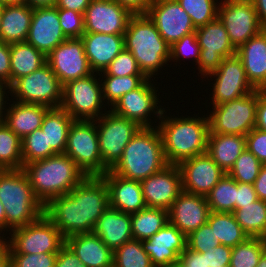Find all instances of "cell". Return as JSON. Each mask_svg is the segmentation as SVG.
<instances>
[{
	"label": "cell",
	"mask_w": 266,
	"mask_h": 267,
	"mask_svg": "<svg viewBox=\"0 0 266 267\" xmlns=\"http://www.w3.org/2000/svg\"><path fill=\"white\" fill-rule=\"evenodd\" d=\"M109 207V192L101 176H86L68 194L51 199L44 206V215L64 238L91 233Z\"/></svg>",
	"instance_id": "1"
},
{
	"label": "cell",
	"mask_w": 266,
	"mask_h": 267,
	"mask_svg": "<svg viewBox=\"0 0 266 267\" xmlns=\"http://www.w3.org/2000/svg\"><path fill=\"white\" fill-rule=\"evenodd\" d=\"M22 169L44 206L55 197L68 194L86 177L65 153L24 164Z\"/></svg>",
	"instance_id": "2"
},
{
	"label": "cell",
	"mask_w": 266,
	"mask_h": 267,
	"mask_svg": "<svg viewBox=\"0 0 266 267\" xmlns=\"http://www.w3.org/2000/svg\"><path fill=\"white\" fill-rule=\"evenodd\" d=\"M167 165L158 129L141 127L129 141L121 159L111 171L122 178L141 181Z\"/></svg>",
	"instance_id": "3"
},
{
	"label": "cell",
	"mask_w": 266,
	"mask_h": 267,
	"mask_svg": "<svg viewBox=\"0 0 266 267\" xmlns=\"http://www.w3.org/2000/svg\"><path fill=\"white\" fill-rule=\"evenodd\" d=\"M157 126L168 164L206 153L209 134L207 118H166Z\"/></svg>",
	"instance_id": "4"
},
{
	"label": "cell",
	"mask_w": 266,
	"mask_h": 267,
	"mask_svg": "<svg viewBox=\"0 0 266 267\" xmlns=\"http://www.w3.org/2000/svg\"><path fill=\"white\" fill-rule=\"evenodd\" d=\"M125 49L134 56L141 72L150 79L170 60V46L147 14H133L124 33Z\"/></svg>",
	"instance_id": "5"
},
{
	"label": "cell",
	"mask_w": 266,
	"mask_h": 267,
	"mask_svg": "<svg viewBox=\"0 0 266 267\" xmlns=\"http://www.w3.org/2000/svg\"><path fill=\"white\" fill-rule=\"evenodd\" d=\"M0 202L4 206L6 228L12 231L35 222L44 214L23 169L0 170Z\"/></svg>",
	"instance_id": "6"
},
{
	"label": "cell",
	"mask_w": 266,
	"mask_h": 267,
	"mask_svg": "<svg viewBox=\"0 0 266 267\" xmlns=\"http://www.w3.org/2000/svg\"><path fill=\"white\" fill-rule=\"evenodd\" d=\"M95 121L74 120L71 124L65 154L85 176H102L108 169L102 164Z\"/></svg>",
	"instance_id": "7"
},
{
	"label": "cell",
	"mask_w": 266,
	"mask_h": 267,
	"mask_svg": "<svg viewBox=\"0 0 266 267\" xmlns=\"http://www.w3.org/2000/svg\"><path fill=\"white\" fill-rule=\"evenodd\" d=\"M258 90L214 106L208 117L209 133L246 136L256 125Z\"/></svg>",
	"instance_id": "8"
},
{
	"label": "cell",
	"mask_w": 266,
	"mask_h": 267,
	"mask_svg": "<svg viewBox=\"0 0 266 267\" xmlns=\"http://www.w3.org/2000/svg\"><path fill=\"white\" fill-rule=\"evenodd\" d=\"M17 102L39 104L60 108L63 100V85L46 63L31 74L15 80L11 85Z\"/></svg>",
	"instance_id": "9"
},
{
	"label": "cell",
	"mask_w": 266,
	"mask_h": 267,
	"mask_svg": "<svg viewBox=\"0 0 266 267\" xmlns=\"http://www.w3.org/2000/svg\"><path fill=\"white\" fill-rule=\"evenodd\" d=\"M98 121V143L102 164L111 170L121 159L123 151L132 137L141 128L135 121L115 114L112 110ZM99 127V128H98Z\"/></svg>",
	"instance_id": "10"
},
{
	"label": "cell",
	"mask_w": 266,
	"mask_h": 267,
	"mask_svg": "<svg viewBox=\"0 0 266 267\" xmlns=\"http://www.w3.org/2000/svg\"><path fill=\"white\" fill-rule=\"evenodd\" d=\"M12 233L10 241H7L9 253H58L65 245L64 236L44 214Z\"/></svg>",
	"instance_id": "11"
},
{
	"label": "cell",
	"mask_w": 266,
	"mask_h": 267,
	"mask_svg": "<svg viewBox=\"0 0 266 267\" xmlns=\"http://www.w3.org/2000/svg\"><path fill=\"white\" fill-rule=\"evenodd\" d=\"M94 76L93 72L89 76L69 81L63 85L61 108L74 120L94 121L101 117L102 85Z\"/></svg>",
	"instance_id": "12"
},
{
	"label": "cell",
	"mask_w": 266,
	"mask_h": 267,
	"mask_svg": "<svg viewBox=\"0 0 266 267\" xmlns=\"http://www.w3.org/2000/svg\"><path fill=\"white\" fill-rule=\"evenodd\" d=\"M221 4L220 7L219 3L218 18L236 49L264 29L251 0H224Z\"/></svg>",
	"instance_id": "13"
},
{
	"label": "cell",
	"mask_w": 266,
	"mask_h": 267,
	"mask_svg": "<svg viewBox=\"0 0 266 267\" xmlns=\"http://www.w3.org/2000/svg\"><path fill=\"white\" fill-rule=\"evenodd\" d=\"M195 33L201 49L197 64L203 76L215 72L224 58L236 55L237 49L219 18L196 28Z\"/></svg>",
	"instance_id": "14"
},
{
	"label": "cell",
	"mask_w": 266,
	"mask_h": 267,
	"mask_svg": "<svg viewBox=\"0 0 266 267\" xmlns=\"http://www.w3.org/2000/svg\"><path fill=\"white\" fill-rule=\"evenodd\" d=\"M46 60L62 85L93 73L81 38H67L46 56Z\"/></svg>",
	"instance_id": "15"
},
{
	"label": "cell",
	"mask_w": 266,
	"mask_h": 267,
	"mask_svg": "<svg viewBox=\"0 0 266 267\" xmlns=\"http://www.w3.org/2000/svg\"><path fill=\"white\" fill-rule=\"evenodd\" d=\"M146 14L170 47L185 35L196 31L190 16L177 0H153Z\"/></svg>",
	"instance_id": "16"
},
{
	"label": "cell",
	"mask_w": 266,
	"mask_h": 267,
	"mask_svg": "<svg viewBox=\"0 0 266 267\" xmlns=\"http://www.w3.org/2000/svg\"><path fill=\"white\" fill-rule=\"evenodd\" d=\"M210 75L217 76L213 84L214 106L239 99L256 90L248 81L243 63L237 55L224 58L218 69Z\"/></svg>",
	"instance_id": "17"
},
{
	"label": "cell",
	"mask_w": 266,
	"mask_h": 267,
	"mask_svg": "<svg viewBox=\"0 0 266 267\" xmlns=\"http://www.w3.org/2000/svg\"><path fill=\"white\" fill-rule=\"evenodd\" d=\"M132 15L114 0H91L83 14L85 33L124 35Z\"/></svg>",
	"instance_id": "18"
},
{
	"label": "cell",
	"mask_w": 266,
	"mask_h": 267,
	"mask_svg": "<svg viewBox=\"0 0 266 267\" xmlns=\"http://www.w3.org/2000/svg\"><path fill=\"white\" fill-rule=\"evenodd\" d=\"M140 183L147 207L169 210L183 191L181 172L175 164H168Z\"/></svg>",
	"instance_id": "19"
},
{
	"label": "cell",
	"mask_w": 266,
	"mask_h": 267,
	"mask_svg": "<svg viewBox=\"0 0 266 267\" xmlns=\"http://www.w3.org/2000/svg\"><path fill=\"white\" fill-rule=\"evenodd\" d=\"M178 167L183 191L203 196L226 174L207 153L183 160Z\"/></svg>",
	"instance_id": "20"
},
{
	"label": "cell",
	"mask_w": 266,
	"mask_h": 267,
	"mask_svg": "<svg viewBox=\"0 0 266 267\" xmlns=\"http://www.w3.org/2000/svg\"><path fill=\"white\" fill-rule=\"evenodd\" d=\"M149 78L137 89L124 94L112 107L111 110L122 117L135 121L140 127H153L148 120L152 111L163 119V109L157 107L158 96ZM157 107V108H156ZM155 109V110H154Z\"/></svg>",
	"instance_id": "21"
},
{
	"label": "cell",
	"mask_w": 266,
	"mask_h": 267,
	"mask_svg": "<svg viewBox=\"0 0 266 267\" xmlns=\"http://www.w3.org/2000/svg\"><path fill=\"white\" fill-rule=\"evenodd\" d=\"M66 39L67 37L61 29L56 6L36 7L33 9L26 42L47 56Z\"/></svg>",
	"instance_id": "22"
},
{
	"label": "cell",
	"mask_w": 266,
	"mask_h": 267,
	"mask_svg": "<svg viewBox=\"0 0 266 267\" xmlns=\"http://www.w3.org/2000/svg\"><path fill=\"white\" fill-rule=\"evenodd\" d=\"M169 211V222L186 237L207 223L210 207L206 196L182 191L172 203Z\"/></svg>",
	"instance_id": "23"
},
{
	"label": "cell",
	"mask_w": 266,
	"mask_h": 267,
	"mask_svg": "<svg viewBox=\"0 0 266 267\" xmlns=\"http://www.w3.org/2000/svg\"><path fill=\"white\" fill-rule=\"evenodd\" d=\"M141 242L154 267L178 262L179 254L186 248V236L170 222Z\"/></svg>",
	"instance_id": "24"
},
{
	"label": "cell",
	"mask_w": 266,
	"mask_h": 267,
	"mask_svg": "<svg viewBox=\"0 0 266 267\" xmlns=\"http://www.w3.org/2000/svg\"><path fill=\"white\" fill-rule=\"evenodd\" d=\"M101 177L108 186L109 207L127 214L136 213L147 207L140 181L122 178L111 170Z\"/></svg>",
	"instance_id": "25"
},
{
	"label": "cell",
	"mask_w": 266,
	"mask_h": 267,
	"mask_svg": "<svg viewBox=\"0 0 266 267\" xmlns=\"http://www.w3.org/2000/svg\"><path fill=\"white\" fill-rule=\"evenodd\" d=\"M85 54L93 72H102L125 48L124 35L84 33ZM100 71V72H99Z\"/></svg>",
	"instance_id": "26"
},
{
	"label": "cell",
	"mask_w": 266,
	"mask_h": 267,
	"mask_svg": "<svg viewBox=\"0 0 266 267\" xmlns=\"http://www.w3.org/2000/svg\"><path fill=\"white\" fill-rule=\"evenodd\" d=\"M236 55L243 63L250 84L256 90H266V29L241 45Z\"/></svg>",
	"instance_id": "27"
},
{
	"label": "cell",
	"mask_w": 266,
	"mask_h": 267,
	"mask_svg": "<svg viewBox=\"0 0 266 267\" xmlns=\"http://www.w3.org/2000/svg\"><path fill=\"white\" fill-rule=\"evenodd\" d=\"M65 244L86 267H113V251L93 232L70 236Z\"/></svg>",
	"instance_id": "28"
},
{
	"label": "cell",
	"mask_w": 266,
	"mask_h": 267,
	"mask_svg": "<svg viewBox=\"0 0 266 267\" xmlns=\"http://www.w3.org/2000/svg\"><path fill=\"white\" fill-rule=\"evenodd\" d=\"M93 233L114 251L133 239L131 216L108 207L97 220Z\"/></svg>",
	"instance_id": "29"
},
{
	"label": "cell",
	"mask_w": 266,
	"mask_h": 267,
	"mask_svg": "<svg viewBox=\"0 0 266 267\" xmlns=\"http://www.w3.org/2000/svg\"><path fill=\"white\" fill-rule=\"evenodd\" d=\"M244 150H246L244 135L208 134L206 153L225 173L230 171Z\"/></svg>",
	"instance_id": "30"
},
{
	"label": "cell",
	"mask_w": 266,
	"mask_h": 267,
	"mask_svg": "<svg viewBox=\"0 0 266 267\" xmlns=\"http://www.w3.org/2000/svg\"><path fill=\"white\" fill-rule=\"evenodd\" d=\"M33 9L27 4L4 5L0 40L7 44L26 41L32 21Z\"/></svg>",
	"instance_id": "31"
},
{
	"label": "cell",
	"mask_w": 266,
	"mask_h": 267,
	"mask_svg": "<svg viewBox=\"0 0 266 267\" xmlns=\"http://www.w3.org/2000/svg\"><path fill=\"white\" fill-rule=\"evenodd\" d=\"M4 114V123L21 139L40 129L46 112L44 105L16 102Z\"/></svg>",
	"instance_id": "32"
},
{
	"label": "cell",
	"mask_w": 266,
	"mask_h": 267,
	"mask_svg": "<svg viewBox=\"0 0 266 267\" xmlns=\"http://www.w3.org/2000/svg\"><path fill=\"white\" fill-rule=\"evenodd\" d=\"M73 121L70 114L61 107L50 108L46 112L40 128L47 139V158L65 152L68 133Z\"/></svg>",
	"instance_id": "33"
},
{
	"label": "cell",
	"mask_w": 266,
	"mask_h": 267,
	"mask_svg": "<svg viewBox=\"0 0 266 267\" xmlns=\"http://www.w3.org/2000/svg\"><path fill=\"white\" fill-rule=\"evenodd\" d=\"M46 63V55L28 42L10 44L11 84Z\"/></svg>",
	"instance_id": "34"
},
{
	"label": "cell",
	"mask_w": 266,
	"mask_h": 267,
	"mask_svg": "<svg viewBox=\"0 0 266 267\" xmlns=\"http://www.w3.org/2000/svg\"><path fill=\"white\" fill-rule=\"evenodd\" d=\"M133 239L147 240L169 222V211L163 208L146 207L130 214Z\"/></svg>",
	"instance_id": "35"
},
{
	"label": "cell",
	"mask_w": 266,
	"mask_h": 267,
	"mask_svg": "<svg viewBox=\"0 0 266 267\" xmlns=\"http://www.w3.org/2000/svg\"><path fill=\"white\" fill-rule=\"evenodd\" d=\"M207 223L212 228L216 240L224 246L233 248L248 238L231 212L211 211Z\"/></svg>",
	"instance_id": "36"
},
{
	"label": "cell",
	"mask_w": 266,
	"mask_h": 267,
	"mask_svg": "<svg viewBox=\"0 0 266 267\" xmlns=\"http://www.w3.org/2000/svg\"><path fill=\"white\" fill-rule=\"evenodd\" d=\"M232 213L248 237L266 238V201L258 199Z\"/></svg>",
	"instance_id": "37"
},
{
	"label": "cell",
	"mask_w": 266,
	"mask_h": 267,
	"mask_svg": "<svg viewBox=\"0 0 266 267\" xmlns=\"http://www.w3.org/2000/svg\"><path fill=\"white\" fill-rule=\"evenodd\" d=\"M238 182L228 173L207 194L206 200L212 212H233L236 209Z\"/></svg>",
	"instance_id": "38"
},
{
	"label": "cell",
	"mask_w": 266,
	"mask_h": 267,
	"mask_svg": "<svg viewBox=\"0 0 266 267\" xmlns=\"http://www.w3.org/2000/svg\"><path fill=\"white\" fill-rule=\"evenodd\" d=\"M22 139L0 122V170L22 169Z\"/></svg>",
	"instance_id": "39"
},
{
	"label": "cell",
	"mask_w": 266,
	"mask_h": 267,
	"mask_svg": "<svg viewBox=\"0 0 266 267\" xmlns=\"http://www.w3.org/2000/svg\"><path fill=\"white\" fill-rule=\"evenodd\" d=\"M266 250V238L248 237L232 248L229 267H256Z\"/></svg>",
	"instance_id": "40"
},
{
	"label": "cell",
	"mask_w": 266,
	"mask_h": 267,
	"mask_svg": "<svg viewBox=\"0 0 266 267\" xmlns=\"http://www.w3.org/2000/svg\"><path fill=\"white\" fill-rule=\"evenodd\" d=\"M113 267H154L142 242L132 239L113 251Z\"/></svg>",
	"instance_id": "41"
},
{
	"label": "cell",
	"mask_w": 266,
	"mask_h": 267,
	"mask_svg": "<svg viewBox=\"0 0 266 267\" xmlns=\"http://www.w3.org/2000/svg\"><path fill=\"white\" fill-rule=\"evenodd\" d=\"M106 77L102 85L103 99L113 106L124 94L140 87L148 78L145 75L111 76Z\"/></svg>",
	"instance_id": "42"
},
{
	"label": "cell",
	"mask_w": 266,
	"mask_h": 267,
	"mask_svg": "<svg viewBox=\"0 0 266 267\" xmlns=\"http://www.w3.org/2000/svg\"><path fill=\"white\" fill-rule=\"evenodd\" d=\"M190 16L195 28L206 25L218 18L219 6L215 0H177Z\"/></svg>",
	"instance_id": "43"
},
{
	"label": "cell",
	"mask_w": 266,
	"mask_h": 267,
	"mask_svg": "<svg viewBox=\"0 0 266 267\" xmlns=\"http://www.w3.org/2000/svg\"><path fill=\"white\" fill-rule=\"evenodd\" d=\"M262 165L263 164L246 149L237 158L228 174L236 182L254 184Z\"/></svg>",
	"instance_id": "44"
},
{
	"label": "cell",
	"mask_w": 266,
	"mask_h": 267,
	"mask_svg": "<svg viewBox=\"0 0 266 267\" xmlns=\"http://www.w3.org/2000/svg\"><path fill=\"white\" fill-rule=\"evenodd\" d=\"M47 158V139L40 129L22 138L23 165Z\"/></svg>",
	"instance_id": "45"
},
{
	"label": "cell",
	"mask_w": 266,
	"mask_h": 267,
	"mask_svg": "<svg viewBox=\"0 0 266 267\" xmlns=\"http://www.w3.org/2000/svg\"><path fill=\"white\" fill-rule=\"evenodd\" d=\"M104 75L129 76L144 75L132 53L125 48L112 60V62L102 71Z\"/></svg>",
	"instance_id": "46"
},
{
	"label": "cell",
	"mask_w": 266,
	"mask_h": 267,
	"mask_svg": "<svg viewBox=\"0 0 266 267\" xmlns=\"http://www.w3.org/2000/svg\"><path fill=\"white\" fill-rule=\"evenodd\" d=\"M219 244L208 223L194 230L186 237V246L199 253L209 251V249H213Z\"/></svg>",
	"instance_id": "47"
},
{
	"label": "cell",
	"mask_w": 266,
	"mask_h": 267,
	"mask_svg": "<svg viewBox=\"0 0 266 267\" xmlns=\"http://www.w3.org/2000/svg\"><path fill=\"white\" fill-rule=\"evenodd\" d=\"M57 253H9V267H54Z\"/></svg>",
	"instance_id": "48"
},
{
	"label": "cell",
	"mask_w": 266,
	"mask_h": 267,
	"mask_svg": "<svg viewBox=\"0 0 266 267\" xmlns=\"http://www.w3.org/2000/svg\"><path fill=\"white\" fill-rule=\"evenodd\" d=\"M61 29L67 38H81L85 33L83 14L67 9H58Z\"/></svg>",
	"instance_id": "49"
},
{
	"label": "cell",
	"mask_w": 266,
	"mask_h": 267,
	"mask_svg": "<svg viewBox=\"0 0 266 267\" xmlns=\"http://www.w3.org/2000/svg\"><path fill=\"white\" fill-rule=\"evenodd\" d=\"M192 54H191V52ZM200 46L197 40L196 33H190L188 35H185L183 38H181L179 41L175 42L171 48H170V59L174 58V60H177L180 58V56H191L194 57L193 59H196V63H198L200 58Z\"/></svg>",
	"instance_id": "50"
},
{
	"label": "cell",
	"mask_w": 266,
	"mask_h": 267,
	"mask_svg": "<svg viewBox=\"0 0 266 267\" xmlns=\"http://www.w3.org/2000/svg\"><path fill=\"white\" fill-rule=\"evenodd\" d=\"M246 149L262 164H266V132L253 128L246 135Z\"/></svg>",
	"instance_id": "51"
},
{
	"label": "cell",
	"mask_w": 266,
	"mask_h": 267,
	"mask_svg": "<svg viewBox=\"0 0 266 267\" xmlns=\"http://www.w3.org/2000/svg\"><path fill=\"white\" fill-rule=\"evenodd\" d=\"M231 252V247L222 244L203 252V254H206L207 267H229Z\"/></svg>",
	"instance_id": "52"
},
{
	"label": "cell",
	"mask_w": 266,
	"mask_h": 267,
	"mask_svg": "<svg viewBox=\"0 0 266 267\" xmlns=\"http://www.w3.org/2000/svg\"><path fill=\"white\" fill-rule=\"evenodd\" d=\"M178 263L181 267H207L206 254L186 248L179 254Z\"/></svg>",
	"instance_id": "53"
},
{
	"label": "cell",
	"mask_w": 266,
	"mask_h": 267,
	"mask_svg": "<svg viewBox=\"0 0 266 267\" xmlns=\"http://www.w3.org/2000/svg\"><path fill=\"white\" fill-rule=\"evenodd\" d=\"M54 267H86L77 255L65 244L57 253Z\"/></svg>",
	"instance_id": "54"
},
{
	"label": "cell",
	"mask_w": 266,
	"mask_h": 267,
	"mask_svg": "<svg viewBox=\"0 0 266 267\" xmlns=\"http://www.w3.org/2000/svg\"><path fill=\"white\" fill-rule=\"evenodd\" d=\"M0 80L11 85L10 44L0 40Z\"/></svg>",
	"instance_id": "55"
},
{
	"label": "cell",
	"mask_w": 266,
	"mask_h": 267,
	"mask_svg": "<svg viewBox=\"0 0 266 267\" xmlns=\"http://www.w3.org/2000/svg\"><path fill=\"white\" fill-rule=\"evenodd\" d=\"M258 200L253 184L238 182V192L236 196V209L242 205H248Z\"/></svg>",
	"instance_id": "56"
},
{
	"label": "cell",
	"mask_w": 266,
	"mask_h": 267,
	"mask_svg": "<svg viewBox=\"0 0 266 267\" xmlns=\"http://www.w3.org/2000/svg\"><path fill=\"white\" fill-rule=\"evenodd\" d=\"M255 128L266 132V90H258Z\"/></svg>",
	"instance_id": "57"
},
{
	"label": "cell",
	"mask_w": 266,
	"mask_h": 267,
	"mask_svg": "<svg viewBox=\"0 0 266 267\" xmlns=\"http://www.w3.org/2000/svg\"><path fill=\"white\" fill-rule=\"evenodd\" d=\"M132 14H146L153 0H114Z\"/></svg>",
	"instance_id": "58"
},
{
	"label": "cell",
	"mask_w": 266,
	"mask_h": 267,
	"mask_svg": "<svg viewBox=\"0 0 266 267\" xmlns=\"http://www.w3.org/2000/svg\"><path fill=\"white\" fill-rule=\"evenodd\" d=\"M91 0H57L58 9H67L84 14Z\"/></svg>",
	"instance_id": "59"
},
{
	"label": "cell",
	"mask_w": 266,
	"mask_h": 267,
	"mask_svg": "<svg viewBox=\"0 0 266 267\" xmlns=\"http://www.w3.org/2000/svg\"><path fill=\"white\" fill-rule=\"evenodd\" d=\"M254 188L258 199L266 201V164H263L254 182Z\"/></svg>",
	"instance_id": "60"
},
{
	"label": "cell",
	"mask_w": 266,
	"mask_h": 267,
	"mask_svg": "<svg viewBox=\"0 0 266 267\" xmlns=\"http://www.w3.org/2000/svg\"><path fill=\"white\" fill-rule=\"evenodd\" d=\"M261 26L266 29V0H251Z\"/></svg>",
	"instance_id": "61"
},
{
	"label": "cell",
	"mask_w": 266,
	"mask_h": 267,
	"mask_svg": "<svg viewBox=\"0 0 266 267\" xmlns=\"http://www.w3.org/2000/svg\"><path fill=\"white\" fill-rule=\"evenodd\" d=\"M0 267H9V245L0 236Z\"/></svg>",
	"instance_id": "62"
},
{
	"label": "cell",
	"mask_w": 266,
	"mask_h": 267,
	"mask_svg": "<svg viewBox=\"0 0 266 267\" xmlns=\"http://www.w3.org/2000/svg\"><path fill=\"white\" fill-rule=\"evenodd\" d=\"M57 0H26V4L32 8L55 6Z\"/></svg>",
	"instance_id": "63"
},
{
	"label": "cell",
	"mask_w": 266,
	"mask_h": 267,
	"mask_svg": "<svg viewBox=\"0 0 266 267\" xmlns=\"http://www.w3.org/2000/svg\"><path fill=\"white\" fill-rule=\"evenodd\" d=\"M6 87V88H5ZM3 88H5V89H11V86L8 84V83H6V82H3V81H1L0 80V122H2V121H4V115L2 114L3 113V110H4V108L2 107L5 103V99H4V96H5V89H3Z\"/></svg>",
	"instance_id": "64"
},
{
	"label": "cell",
	"mask_w": 266,
	"mask_h": 267,
	"mask_svg": "<svg viewBox=\"0 0 266 267\" xmlns=\"http://www.w3.org/2000/svg\"><path fill=\"white\" fill-rule=\"evenodd\" d=\"M6 229V215H5V210L4 206L0 202V230L2 232V229Z\"/></svg>",
	"instance_id": "65"
},
{
	"label": "cell",
	"mask_w": 266,
	"mask_h": 267,
	"mask_svg": "<svg viewBox=\"0 0 266 267\" xmlns=\"http://www.w3.org/2000/svg\"><path fill=\"white\" fill-rule=\"evenodd\" d=\"M1 4L3 5L26 4V0H1Z\"/></svg>",
	"instance_id": "66"
},
{
	"label": "cell",
	"mask_w": 266,
	"mask_h": 267,
	"mask_svg": "<svg viewBox=\"0 0 266 267\" xmlns=\"http://www.w3.org/2000/svg\"><path fill=\"white\" fill-rule=\"evenodd\" d=\"M256 267H266V250L259 259L258 265Z\"/></svg>",
	"instance_id": "67"
},
{
	"label": "cell",
	"mask_w": 266,
	"mask_h": 267,
	"mask_svg": "<svg viewBox=\"0 0 266 267\" xmlns=\"http://www.w3.org/2000/svg\"><path fill=\"white\" fill-rule=\"evenodd\" d=\"M4 5L0 4V29H1V23H2V13H3Z\"/></svg>",
	"instance_id": "68"
},
{
	"label": "cell",
	"mask_w": 266,
	"mask_h": 267,
	"mask_svg": "<svg viewBox=\"0 0 266 267\" xmlns=\"http://www.w3.org/2000/svg\"><path fill=\"white\" fill-rule=\"evenodd\" d=\"M162 267H181V266L178 262H176V263H171V264H168V265L162 266Z\"/></svg>",
	"instance_id": "69"
}]
</instances>
